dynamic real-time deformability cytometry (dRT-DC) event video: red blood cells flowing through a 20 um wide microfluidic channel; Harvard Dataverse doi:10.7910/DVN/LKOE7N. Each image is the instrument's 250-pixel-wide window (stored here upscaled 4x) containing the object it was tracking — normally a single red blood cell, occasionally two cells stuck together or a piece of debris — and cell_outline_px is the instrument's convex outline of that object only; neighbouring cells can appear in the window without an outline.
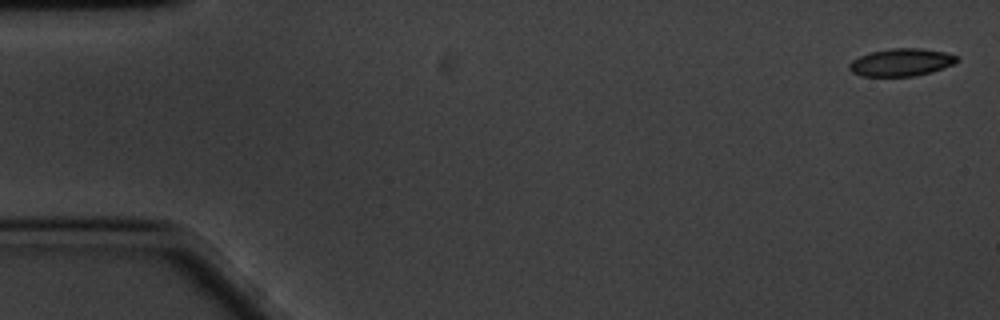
{"species": "common noctule bat (a hibernating species)", "species_latin": "Nyctalus noctula", "temperature_condition": "cold", "stored_images_in_passage": 58, "camera_frame_rate_fps": 3000, "um_per_image_px": 0.085, "animal": {"sex": "male", "body_mass_g": 20.1, "forearm_length_mm": 53.5}, "frame": {"image": 1, "passage_image": 1, "time_ms": 0.0, "image_size_px": [1000, 320], "cell_outline_px": [[956, 60], [952, 64], [932, 72], [916, 76], [860, 76], [852, 72], [848, 68], [848, 64], [852, 60], [860, 56], [872, 52], [892, 48], [920, 48], [944, 52], [956, 56]], "centroid_in_image_um": [76.55, 5.31], "position_along_channel_um": 8.4, "area_um2": 17.11}}
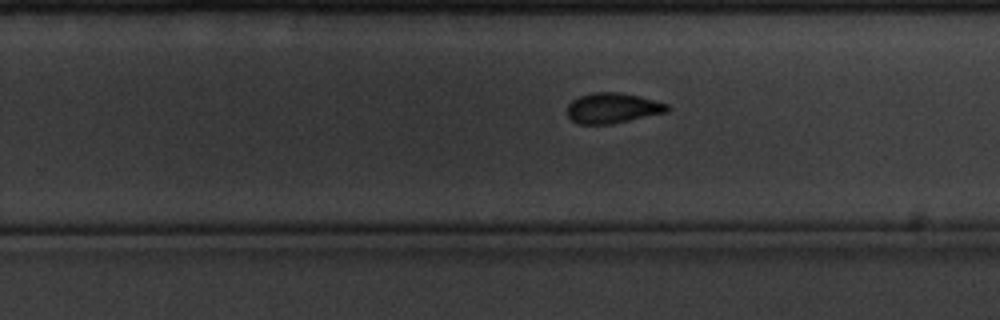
{"frame": {"image": 2, "passage_image": 36, "time_ms": 11.667, "image_size_px": [1000, 320], "cell_outline_px": [[668, 112], [612, 124], [580, 124], [572, 120], [568, 116], [568, 104], [572, 100], [580, 96], [592, 92], [620, 92], [640, 96], [668, 104]], "centroid_in_image_um": [52.08, 9.18], "position_along_channel_um": 277.7, "area_um2": 17.69}}
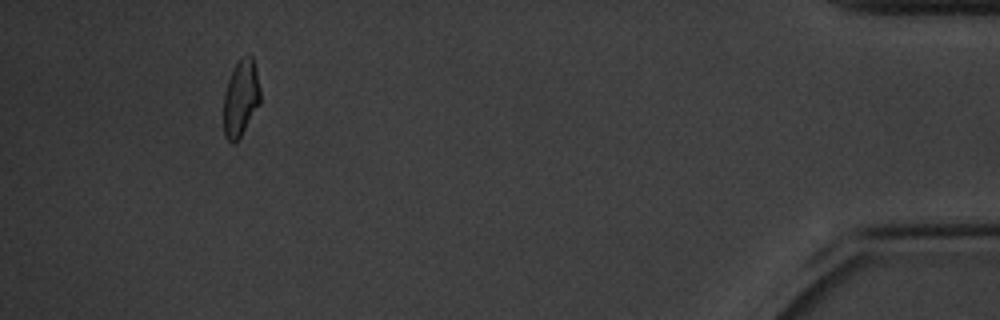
{"frame": {"image": 3, "passage_image": 54, "time_ms": 17.667, "image_size_px": [1000, 320], "cell_outline_px": [[260, 104], [240, 136], [232, 144], [224, 136], [224, 92], [232, 68], [240, 56], [252, 56], [260, 88]], "centroid_in_image_um": [20.45, 8.31], "position_along_channel_um": 414.7, "area_um2": 16.3}, "authors_computed_cell_mechanics": {"area_um2": 17.6001, "velocity_mm_per_s": 3.393, "shape_relaxation_time_tau1_ms": 3.1337, "shape_relaxation_time_tau2_ms": 1.7626, "deformation_change_tau1": 0.1145, "deformation_change_tau2": 0.0796}}